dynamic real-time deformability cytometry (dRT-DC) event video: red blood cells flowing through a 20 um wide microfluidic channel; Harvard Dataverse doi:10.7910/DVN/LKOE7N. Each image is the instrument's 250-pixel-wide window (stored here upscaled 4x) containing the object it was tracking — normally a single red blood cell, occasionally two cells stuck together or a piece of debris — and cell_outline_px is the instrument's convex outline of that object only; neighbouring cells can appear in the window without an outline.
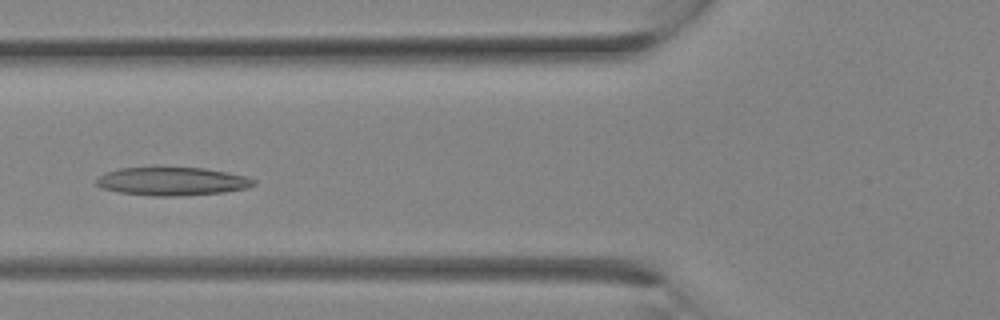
{"species": "Egyptian fruit bat (a non-hibernating species)", "species_latin": "Rousettus aegyptiacus", "temperature_condition": "room temperature", "stored_images_in_passage": 13, "camera_frame_rate_fps": 3000, "um_per_image_px": 0.085, "animal": {"sex": "female"}, "frame": {"image": 1, "passage_image": 10, "time_ms": 3.0, "image_size_px": [1000, 320], "cell_outline_px": [[256, 184], [248, 188], [224, 192], [180, 196], [152, 196], [120, 192], [100, 188], [96, 184], [96, 180], [100, 176], [108, 172], [120, 168], [152, 164], [156, 164], [204, 168], [228, 172], [248, 176], [256, 180]], "centroid_in_image_um": [14.63, 15.36], "position_along_channel_um": 111.2, "area_um2": 27.17}}
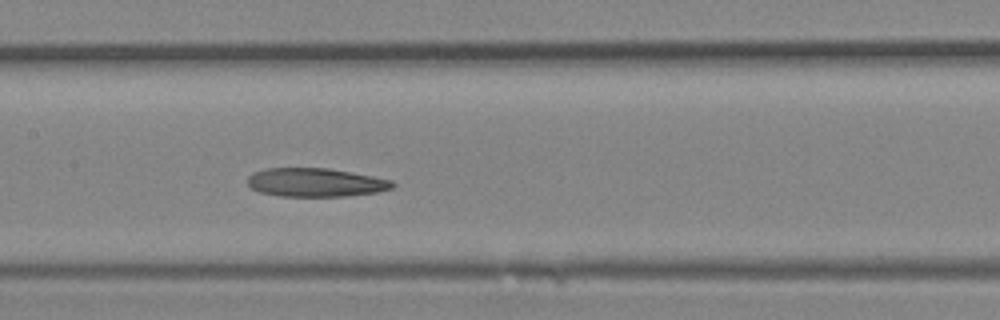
{"frame": {"image": 2, "passage_image": 13, "time_ms": 4.0, "image_size_px": [1000, 320], "cell_outline_px": [[396, 184], [392, 188], [376, 192], [348, 196], [280, 196], [260, 192], [252, 188], [248, 184], [248, 176], [252, 172], [264, 168], [328, 168], [372, 176], [392, 180]], "centroid_in_image_um": [26.81, 15.5], "position_along_channel_um": 180.6, "area_um2": 24.16}}